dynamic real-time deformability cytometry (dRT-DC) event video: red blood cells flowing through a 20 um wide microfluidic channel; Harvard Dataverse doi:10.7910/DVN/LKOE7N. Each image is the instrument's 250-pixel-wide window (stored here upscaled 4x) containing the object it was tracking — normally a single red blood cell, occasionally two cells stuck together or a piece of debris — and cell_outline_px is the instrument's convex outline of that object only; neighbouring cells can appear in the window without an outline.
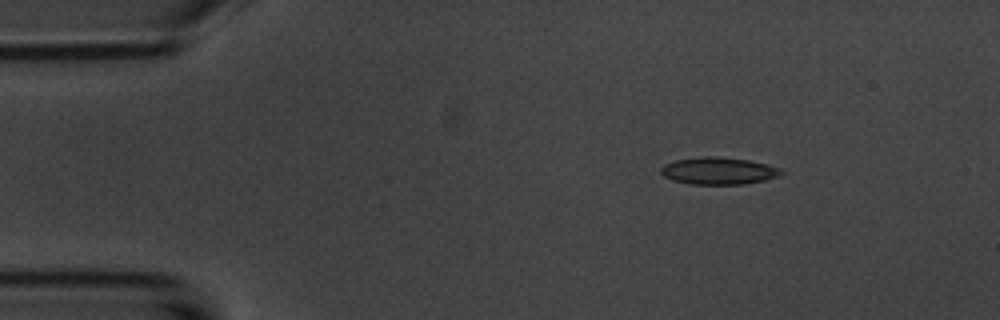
{"species": "common noctule bat (a hibernating species)", "species_latin": "Nyctalus noctula", "temperature_condition": "room temperature", "stored_images_in_passage": 4, "camera_frame_rate_fps": 3000, "um_per_image_px": 0.085, "animal": {"sex": "male", "body_mass_g": 20.1, "forearm_length_mm": 53.5}, "frame": {"image": 1, "passage_image": 1, "time_ms": 0.0, "image_size_px": [1000, 320], "cell_outline_px": [[784, 172], [780, 176], [764, 180], [744, 184], [688, 184], [672, 180], [664, 176], [660, 172], [660, 168], [664, 164], [676, 160], [700, 156], [716, 156], [748, 160], [768, 164], [780, 168]], "centroid_in_image_um": [61.07, 14.52], "position_along_channel_um": 23.9, "area_um2": 19.19}}